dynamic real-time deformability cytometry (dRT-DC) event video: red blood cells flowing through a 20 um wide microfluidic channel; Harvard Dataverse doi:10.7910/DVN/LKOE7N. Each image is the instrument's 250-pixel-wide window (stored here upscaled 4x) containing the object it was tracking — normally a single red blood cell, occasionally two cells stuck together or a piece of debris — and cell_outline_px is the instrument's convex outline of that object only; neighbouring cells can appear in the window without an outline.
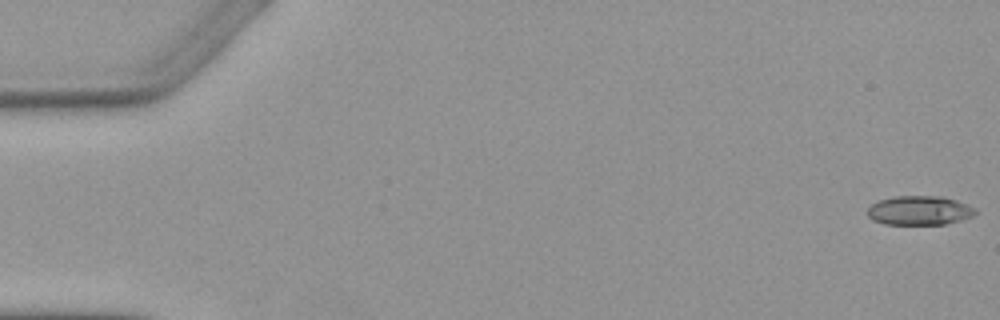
{"species": "Egyptian fruit bat (a non-hibernating species)", "species_latin": "Rousettus aegyptiacus", "temperature_condition": "warm", "stored_images_in_passage": 4, "segment_of_instrument_passage": [2, 2], "camera_frame_rate_fps": 3000, "um_per_image_px": 0.085, "animal": {"sex": "female"}, "frame": {"image": 1, "passage_image": 4, "time_ms": 3.667, "image_size_px": [1000, 320], "cell_outline_px": [[976, 212], [972, 216], [960, 220], [944, 224], [884, 224], [872, 220], [868, 216], [868, 208], [876, 200], [892, 196], [940, 196], [956, 200], [968, 204], [976, 208]], "centroid_in_image_um": [78.13, 17.88], "position_along_channel_um": 6.9, "area_um2": 18.44}}